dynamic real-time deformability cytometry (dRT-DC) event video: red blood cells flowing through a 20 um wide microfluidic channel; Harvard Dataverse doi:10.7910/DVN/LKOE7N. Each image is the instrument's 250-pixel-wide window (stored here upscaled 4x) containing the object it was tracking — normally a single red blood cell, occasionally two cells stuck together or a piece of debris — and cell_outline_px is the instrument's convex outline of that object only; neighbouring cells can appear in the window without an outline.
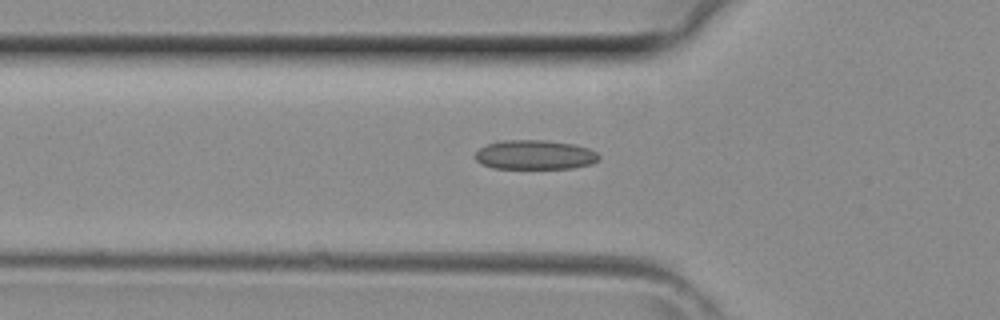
{"species": "common noctule bat (a hibernating species)", "species_latin": "Nyctalus noctula", "temperature_condition": "room temperature", "stored_images_in_passage": 27, "camera_frame_rate_fps": 3000, "um_per_image_px": 0.085, "animal": {"sex": "female", "body_mass_g": 29.2, "forearm_length_mm": 56.3}, "frame": {"image": 1, "passage_image": 4, "time_ms": 1.0, "image_size_px": [1000, 320], "cell_outline_px": [[600, 160], [592, 164], [572, 168], [492, 168], [480, 164], [472, 156], [480, 148], [488, 144], [500, 140], [544, 140], [572, 144], [588, 148], [596, 152], [600, 156]], "centroid_in_image_um": [45.44, 13.16], "position_along_channel_um": 80.4, "area_um2": 21.33}}
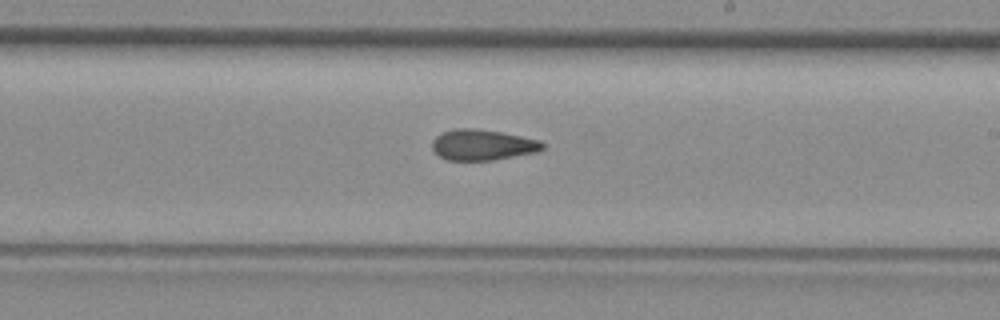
{"frame": {"image": 2, "passage_image": 14, "time_ms": 4.333, "image_size_px": [1000, 320], "cell_outline_px": [[544, 148], [540, 152], [492, 160], [448, 160], [440, 156], [432, 148], [432, 140], [440, 132], [456, 128], [476, 128], [500, 132], [540, 140], [544, 144]], "centroid_in_image_um": [41.02, 12.31], "position_along_channel_um": 248.0, "area_um2": 19.88}}
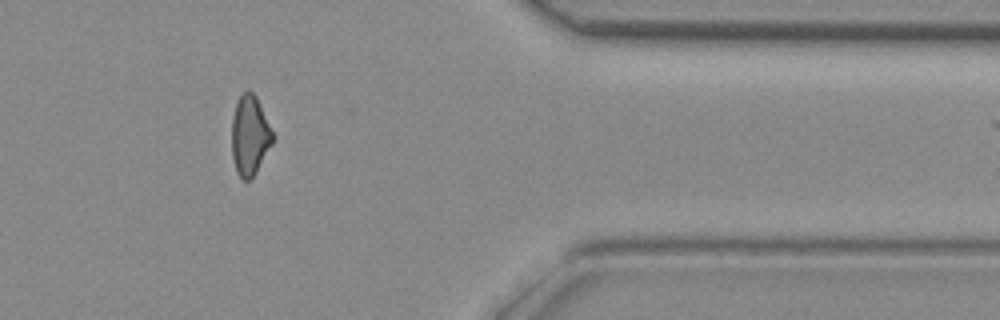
{"frame": {"image": 3, "passage_image": 24, "time_ms": 7.667, "image_size_px": [1000, 320], "cell_outline_px": [[276, 136], [272, 144], [256, 172], [248, 180], [244, 180], [236, 172], [232, 156], [232, 120], [236, 104], [240, 96], [248, 88], [256, 96]], "centroid_in_image_um": [21.25, 11.5], "position_along_channel_um": 390.1, "area_um2": 19.07}}